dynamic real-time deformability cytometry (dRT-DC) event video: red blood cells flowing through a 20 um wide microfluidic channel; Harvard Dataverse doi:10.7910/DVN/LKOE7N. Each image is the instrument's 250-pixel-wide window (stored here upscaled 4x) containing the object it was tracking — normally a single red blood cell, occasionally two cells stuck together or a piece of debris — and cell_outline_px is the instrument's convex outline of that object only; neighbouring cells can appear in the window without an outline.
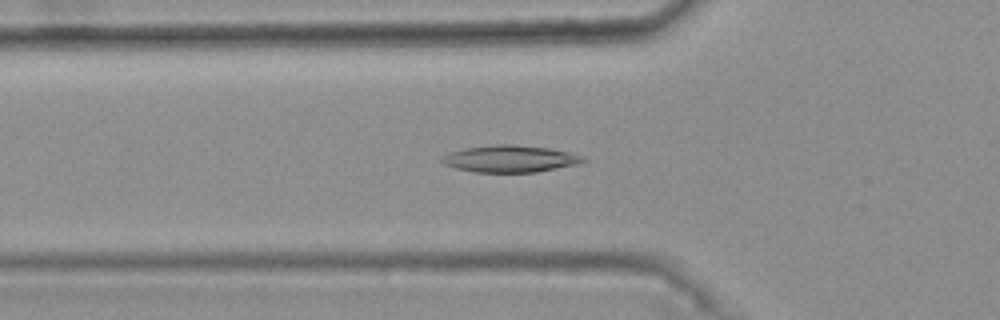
{"species": "common noctule bat (a hibernating species)", "species_latin": "Nyctalus noctula", "temperature_condition": "warm", "stored_images_in_passage": 46, "camera_frame_rate_fps": 3000, "um_per_image_px": 0.085, "animal": {"sex": "female", "body_mass_g": 25.1}, "frame": {"image": 1, "passage_image": 18, "time_ms": 5.667, "image_size_px": [1000, 320], "cell_outline_px": [[588, 160], [580, 164], [536, 172], [472, 172], [456, 168], [444, 164], [440, 160], [444, 156], [452, 152], [468, 148], [496, 144], [512, 144], [548, 148], [568, 152], [580, 156]], "centroid_in_image_um": [43.39, 13.5], "position_along_channel_um": 82.4, "area_um2": 21.91}}
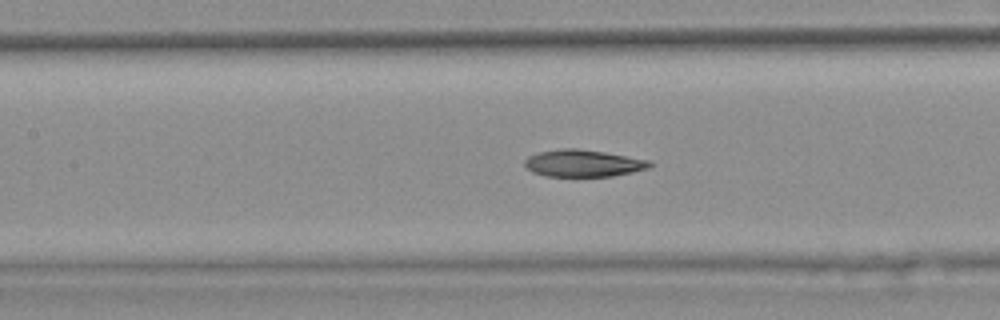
{"frame": {"image": 2, "passage_image": 24, "time_ms": 7.667, "image_size_px": [1000, 320], "cell_outline_px": [[652, 164], [648, 168], [632, 172], [612, 176], [544, 176], [532, 172], [524, 164], [524, 160], [528, 156], [540, 152], [564, 148], [576, 148], [604, 152], [652, 160]], "centroid_in_image_um": [49.58, 13.87], "position_along_channel_um": 157.8, "area_um2": 19.65}}
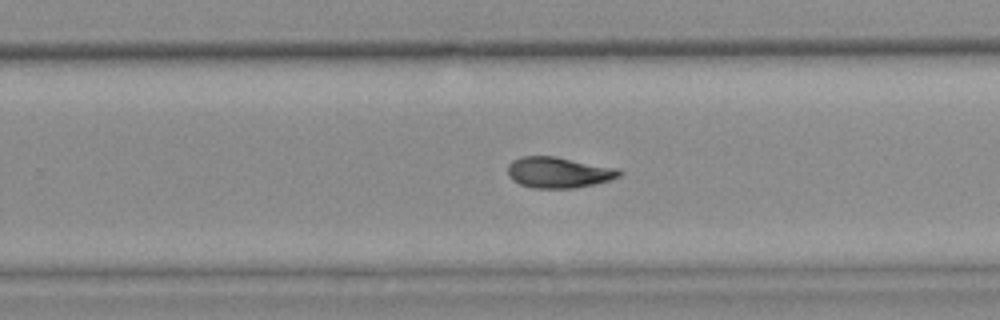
{"frame": {"image": 3, "passage_image": 34, "time_ms": 11.0, "image_size_px": [1000, 320], "cell_outline_px": [[624, 172], [620, 176], [596, 184], [572, 188], [532, 188], [520, 184], [512, 180], [508, 176], [508, 164], [512, 160], [520, 156], [556, 156], [616, 168]], "centroid_in_image_um": [47.45, 14.65], "position_along_channel_um": 282.3, "area_um2": 20.17}, "authors_computed_cell_mechanics": {"area_um2": 20.1722, "velocity_mm_per_s": 3.7455, "shape_relaxation_time_tau1_ms": null, "shape_relaxation_time_tau2_ms": 3.529, "deformation_change_tau1": null, "deformation_change_tau2": 0.0977}}